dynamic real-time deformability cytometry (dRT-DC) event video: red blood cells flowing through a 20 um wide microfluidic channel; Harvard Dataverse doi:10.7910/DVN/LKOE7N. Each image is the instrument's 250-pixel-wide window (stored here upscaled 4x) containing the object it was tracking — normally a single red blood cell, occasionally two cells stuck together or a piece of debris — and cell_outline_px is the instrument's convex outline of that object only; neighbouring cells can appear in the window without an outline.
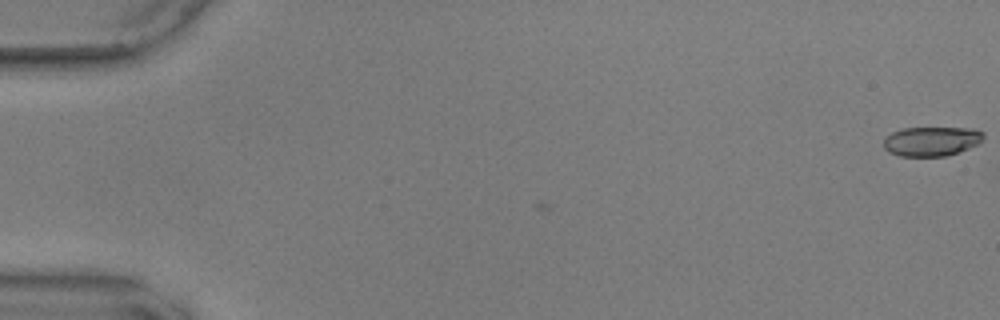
{"species": "common noctule bat (a hibernating species)", "species_latin": "Nyctalus noctula", "temperature_condition": "warm", "stored_images_in_passage": 6, "camera_frame_rate_fps": 3000, "um_per_image_px": 0.085, "animal": {"sex": "male", "body_mass_g": 17.9, "forearm_length_mm": 54.2}, "frame": {"image": 1, "passage_image": 1, "time_ms": 0.0, "image_size_px": [1000, 320], "cell_outline_px": [[984, 136], [976, 144], [968, 148], [944, 156], [900, 156], [888, 152], [884, 148], [884, 140], [892, 132], [904, 128], [972, 128], [984, 132]], "centroid_in_image_um": [79.15, 12.0], "position_along_channel_um": 5.8, "area_um2": 16.88}}